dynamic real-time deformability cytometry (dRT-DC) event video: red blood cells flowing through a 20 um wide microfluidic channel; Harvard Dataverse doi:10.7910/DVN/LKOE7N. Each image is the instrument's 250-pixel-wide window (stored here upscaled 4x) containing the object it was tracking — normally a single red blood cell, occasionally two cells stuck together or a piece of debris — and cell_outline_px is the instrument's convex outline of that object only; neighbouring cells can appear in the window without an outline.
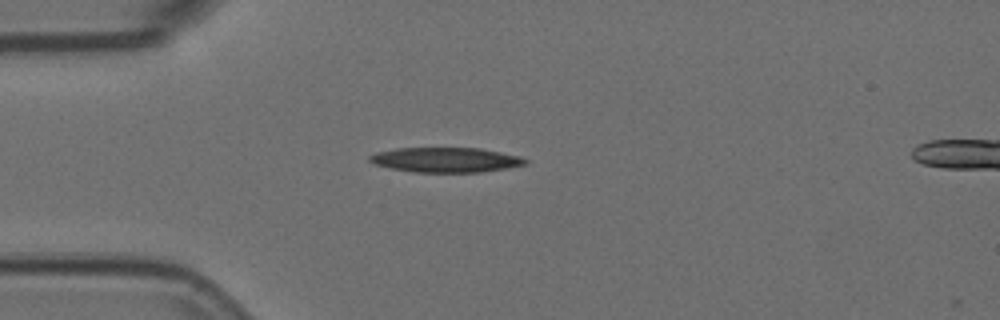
{"species": "Egyptian fruit bat (a non-hibernating species)", "species_latin": "Rousettus aegyptiacus", "temperature_condition": "room temperature", "stored_images_in_passage": 3, "camera_frame_rate_fps": 3000, "um_per_image_px": 0.085, "animal": {"sex": "female"}, "frame": {"image": 1, "passage_image": 3, "time_ms": 0.667, "image_size_px": [1000, 320], "cell_outline_px": [[528, 164], [508, 168], [480, 172], [412, 172], [392, 168], [376, 164], [368, 160], [368, 156], [376, 152], [396, 148], [480, 148], [520, 156], [528, 160]], "centroid_in_image_um": [37.91, 13.58], "position_along_channel_um": 47.1, "area_um2": 22.54}}